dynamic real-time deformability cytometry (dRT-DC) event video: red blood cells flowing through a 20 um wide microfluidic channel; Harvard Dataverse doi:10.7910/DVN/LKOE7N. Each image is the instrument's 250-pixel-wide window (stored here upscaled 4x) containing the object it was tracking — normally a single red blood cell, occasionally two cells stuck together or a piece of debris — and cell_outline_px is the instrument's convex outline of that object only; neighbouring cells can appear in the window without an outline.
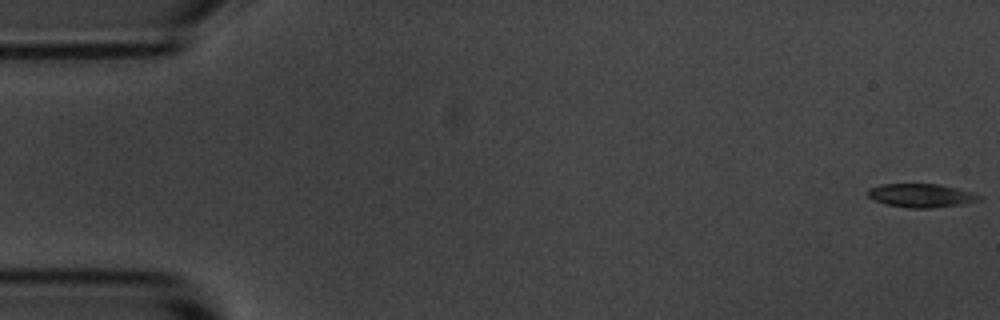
{"species": "common noctule bat (a hibernating species)", "species_latin": "Nyctalus noctula", "temperature_condition": "room temperature", "stored_images_in_passage": 11, "camera_frame_rate_fps": 3000, "um_per_image_px": 0.085, "animal": {"sex": "male", "body_mass_g": 20.1, "forearm_length_mm": 53.5}, "frame": {"image": 1, "passage_image": 1, "time_ms": 0.0, "image_size_px": [1000, 320], "cell_outline_px": [[984, 196], [980, 200], [960, 204], [932, 208], [912, 208], [884, 204], [872, 200], [868, 196], [868, 188], [880, 184], [940, 184], [972, 192]], "centroid_in_image_um": [78.27, 16.61], "position_along_channel_um": 6.7, "area_um2": 15.37}}
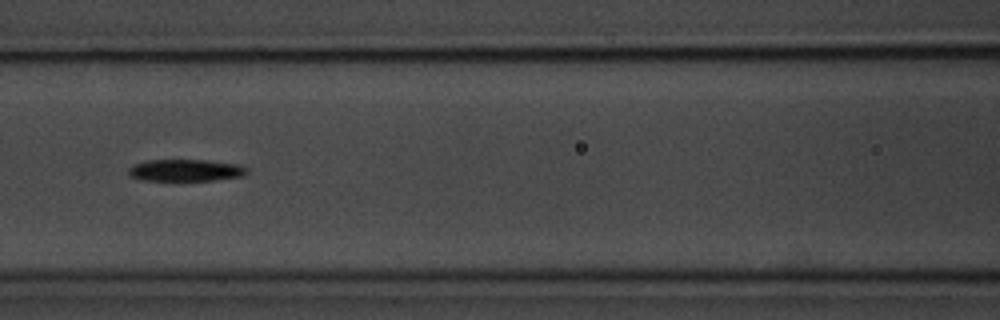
{"frame": {"image": 2, "passage_image": 7, "time_ms": 7.667, "image_size_px": [1000, 320], "cell_outline_px": [[248, 172], [244, 176], [216, 180], [144, 180], [132, 176], [128, 172], [128, 168], [132, 164], [148, 160], [208, 160], [240, 164], [248, 168]], "centroid_in_image_um": [15.83, 14.46], "position_along_channel_um": 150.8, "area_um2": 15.2}}
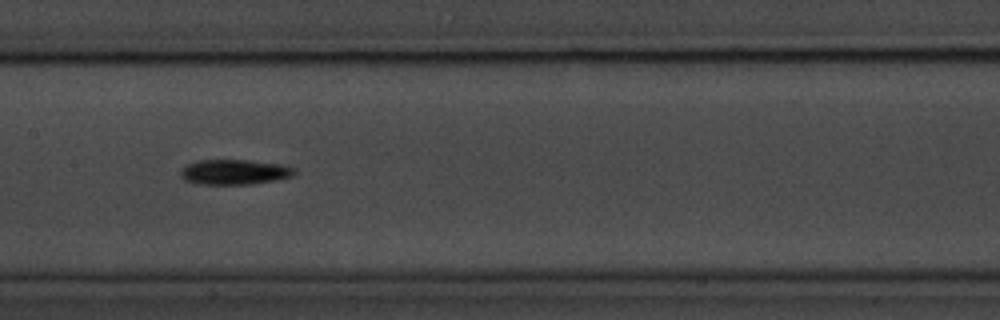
{"frame": {"image": 3, "passage_image": 8, "time_ms": 8.667, "image_size_px": [1000, 320], "cell_outline_px": [[296, 172], [292, 176], [276, 180], [252, 184], [200, 184], [184, 180], [180, 176], [180, 172], [188, 164], [196, 160], [248, 160], [280, 164], [296, 168]], "centroid_in_image_um": [19.94, 14.62], "position_along_channel_um": 187.5, "area_um2": 16.65}}